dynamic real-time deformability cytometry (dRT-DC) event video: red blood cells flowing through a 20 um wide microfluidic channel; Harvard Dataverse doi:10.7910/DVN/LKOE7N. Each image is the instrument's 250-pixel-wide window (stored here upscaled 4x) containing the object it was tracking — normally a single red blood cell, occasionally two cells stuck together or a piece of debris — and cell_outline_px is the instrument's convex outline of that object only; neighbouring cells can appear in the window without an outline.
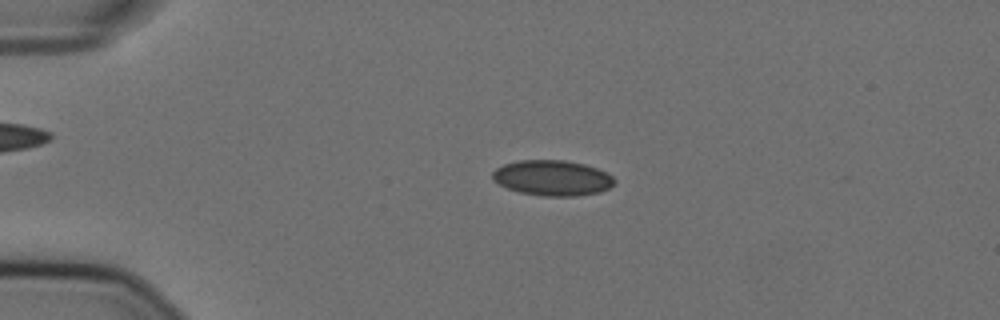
{"species": "Egyptian fruit bat (a non-hibernating species)", "species_latin": "Rousettus aegyptiacus", "temperature_condition": "cold", "stored_images_in_passage": 55, "camera_frame_rate_fps": 3000, "um_per_image_px": 0.085, "animal": {"sex": "female"}, "frame": {"image": 1, "passage_image": 12, "time_ms": 3.667, "image_size_px": [1000, 320], "cell_outline_px": [[616, 180], [608, 188], [600, 192], [576, 196], [540, 196], [520, 192], [508, 188], [492, 180], [492, 172], [496, 168], [504, 164], [520, 160], [564, 160], [584, 164], [596, 168], [612, 176]], "centroid_in_image_um": [46.93, 15.12], "position_along_channel_um": 38.1, "area_um2": 25.09}}
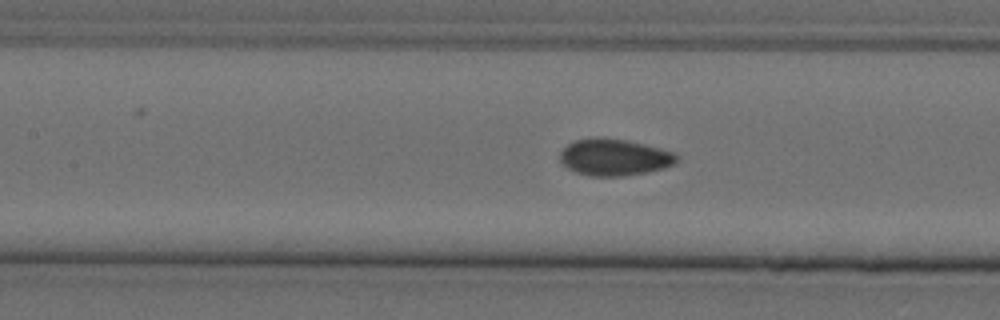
{"frame": {"image": 2, "passage_image": 25, "time_ms": 8.0, "image_size_px": [1000, 320], "cell_outline_px": [[680, 156], [676, 164], [664, 168], [624, 176], [588, 176], [576, 172], [568, 168], [560, 160], [560, 152], [568, 144], [576, 140], [604, 136], [644, 144], [660, 148], [672, 152]], "centroid_in_image_um": [52.23, 13.36], "position_along_channel_um": 155.2, "area_um2": 24.97}}
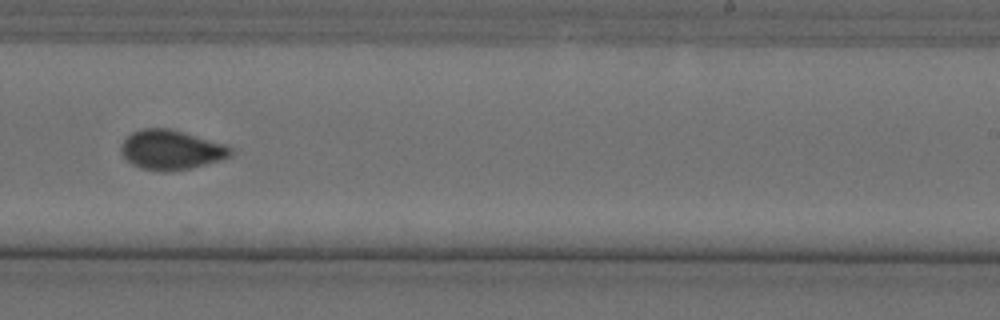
{"frame": {"image": 3, "passage_image": 35, "time_ms": 11.333, "image_size_px": [1000, 320], "cell_outline_px": [[232, 156], [220, 160], [172, 172], [160, 172], [140, 168], [132, 164], [120, 152], [120, 148], [124, 140], [132, 132], [144, 128], [168, 128], [224, 144], [232, 148]], "centroid_in_image_um": [14.52, 12.75], "position_along_channel_um": 274.5, "area_um2": 25.09}, "authors_computed_cell_mechanics": {"area_um2": 24.565, "velocity_mm_per_s": 3.603, "shape_relaxation_time_tau1_ms": null, "shape_relaxation_time_tau2_ms": 1.5238, "deformation_change_tau1": null, "deformation_change_tau2": 0.0414}}